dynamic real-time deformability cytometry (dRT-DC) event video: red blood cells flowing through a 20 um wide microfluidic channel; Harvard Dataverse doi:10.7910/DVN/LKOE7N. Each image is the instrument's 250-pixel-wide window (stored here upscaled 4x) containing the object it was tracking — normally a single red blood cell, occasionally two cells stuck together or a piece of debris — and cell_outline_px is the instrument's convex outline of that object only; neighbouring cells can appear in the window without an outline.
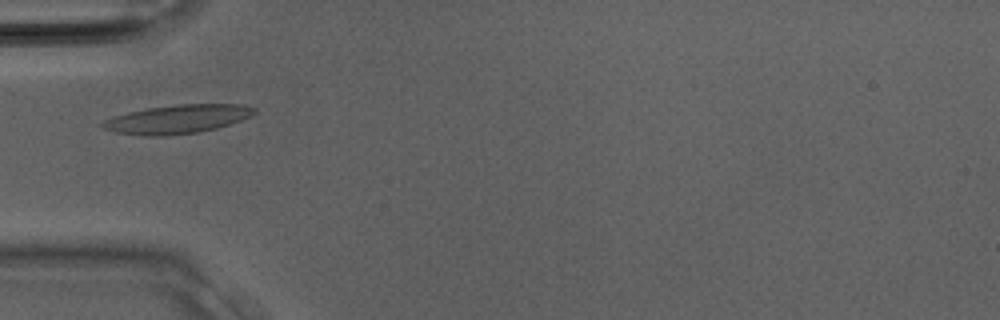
{"species": "Egyptian fruit bat (a non-hibernating species)", "species_latin": "Rousettus aegyptiacus", "temperature_condition": "room temperature", "stored_images_in_passage": 29, "camera_frame_rate_fps": 3000, "um_per_image_px": 0.085, "animal": {"sex": "male"}, "frame": {"image": 1, "passage_image": 8, "time_ms": 2.333, "image_size_px": [1000, 320], "cell_outline_px": [[256, 112], [252, 116], [216, 128], [196, 132], [164, 136], [144, 136], [116, 132], [100, 128], [100, 124], [104, 120], [128, 112], [148, 108], [176, 104], [244, 104], [256, 108]], "centroid_in_image_um": [15.07, 10.12], "position_along_channel_um": 69.9, "area_um2": 25.32}}
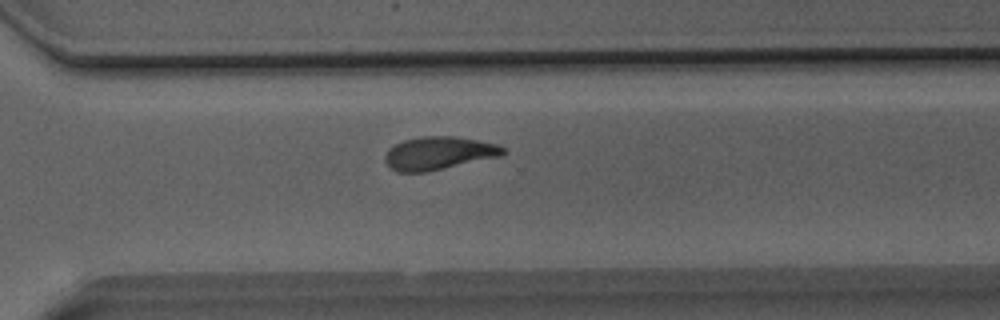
{"frame": {"image": 2, "passage_image": 20, "time_ms": 6.333, "image_size_px": [1000, 320], "cell_outline_px": [[508, 152], [500, 156], [428, 172], [396, 172], [384, 160], [384, 156], [388, 148], [404, 140], [424, 136], [456, 136], [496, 144], [504, 148]], "centroid_in_image_um": [37.28, 13.02], "position_along_channel_um": 333.3, "area_um2": 22.72}}
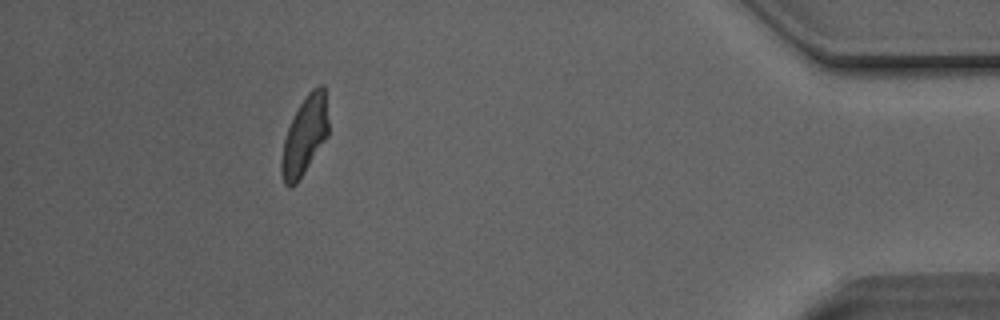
{"frame": {"image": 3, "passage_image": 26, "time_ms": 8.333, "image_size_px": [1000, 320], "cell_outline_px": [[328, 136], [296, 184], [292, 188], [288, 188], [284, 184], [280, 172], [280, 160], [284, 140], [288, 128], [300, 104], [308, 92], [312, 88], [320, 84], [324, 84], [328, 120]], "centroid_in_image_um": [25.88, 11.56], "position_along_channel_um": 409.3, "area_um2": 21.44}}